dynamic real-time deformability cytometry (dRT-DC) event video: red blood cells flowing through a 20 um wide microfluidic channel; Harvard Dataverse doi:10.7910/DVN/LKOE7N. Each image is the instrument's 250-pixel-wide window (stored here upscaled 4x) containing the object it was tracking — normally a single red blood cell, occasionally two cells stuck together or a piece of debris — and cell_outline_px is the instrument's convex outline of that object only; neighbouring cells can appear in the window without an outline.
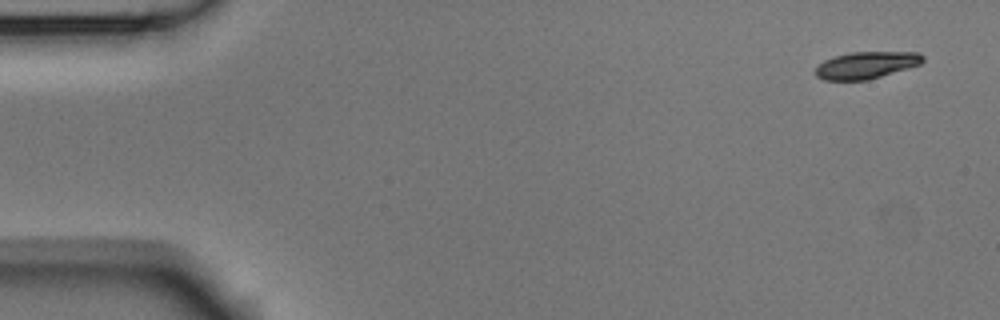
{"species": "Egyptian fruit bat (a non-hibernating species)", "species_latin": "Rousettus aegyptiacus", "temperature_condition": "room temperature", "stored_images_in_passage": 4, "camera_frame_rate_fps": 3000, "um_per_image_px": 0.085, "animal": {"sex": "male"}, "frame": {"image": 1, "passage_image": 1, "time_ms": 0.0, "image_size_px": [1000, 320], "cell_outline_px": [[924, 60], [920, 64], [908, 68], [868, 80], [824, 80], [816, 76], [816, 64], [824, 60], [836, 56], [852, 52], [920, 52], [924, 56]], "centroid_in_image_um": [73.63, 5.53], "position_along_channel_um": 11.4, "area_um2": 16.88}}
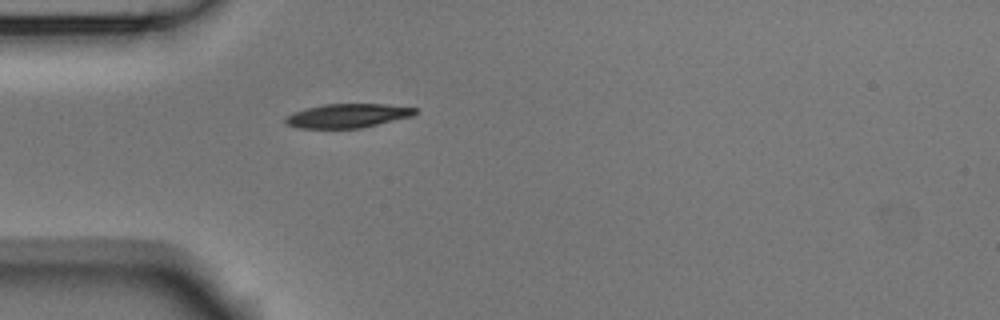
{"frame": {"image": 2, "passage_image": 4, "time_ms": 1.0, "image_size_px": [1000, 320], "cell_outline_px": [[416, 112], [412, 116], [360, 128], [296, 128], [288, 124], [284, 120], [284, 116], [292, 112], [304, 108], [324, 104], [384, 104], [416, 108]], "centroid_in_image_um": [29.47, 9.83], "position_along_channel_um": 55.5, "area_um2": 18.09}}